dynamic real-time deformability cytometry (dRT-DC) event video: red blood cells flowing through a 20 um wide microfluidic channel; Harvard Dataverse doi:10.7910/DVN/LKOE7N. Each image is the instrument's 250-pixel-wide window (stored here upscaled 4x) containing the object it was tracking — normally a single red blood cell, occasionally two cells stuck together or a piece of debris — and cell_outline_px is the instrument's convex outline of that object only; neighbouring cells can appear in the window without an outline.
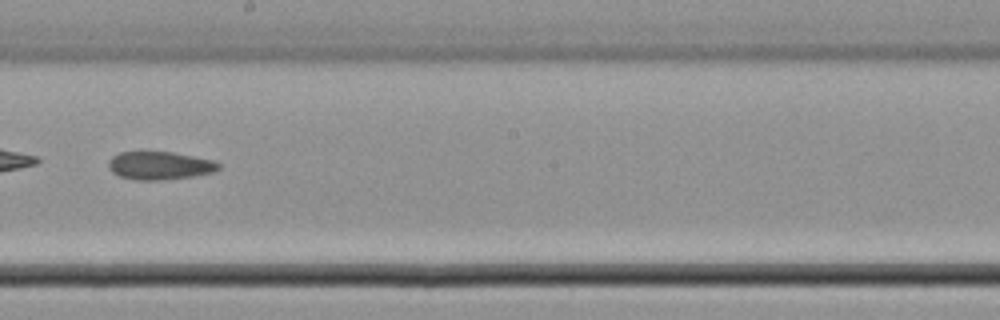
{"species": "common noctule bat (a hibernating species)", "species_latin": "Nyctalus noctula", "temperature_condition": "cold", "stored_images_in_passage": 33, "camera_frame_rate_fps": 3000, "um_per_image_px": 0.085, "animal": {"sex": "male", "body_mass_g": 21.5, "forearm_length_mm": 52.0}, "frame": {"image": 1, "passage_image": 15, "time_ms": 4.667, "image_size_px": [1000, 320], "cell_outline_px": [[220, 168], [212, 172], [192, 176], [164, 180], [136, 180], [120, 176], [112, 172], [108, 168], [108, 160], [112, 156], [120, 152], [172, 152], [216, 160], [220, 164]], "centroid_in_image_um": [13.57, 14.07], "position_along_channel_um": 234.6, "area_um2": 18.09}}